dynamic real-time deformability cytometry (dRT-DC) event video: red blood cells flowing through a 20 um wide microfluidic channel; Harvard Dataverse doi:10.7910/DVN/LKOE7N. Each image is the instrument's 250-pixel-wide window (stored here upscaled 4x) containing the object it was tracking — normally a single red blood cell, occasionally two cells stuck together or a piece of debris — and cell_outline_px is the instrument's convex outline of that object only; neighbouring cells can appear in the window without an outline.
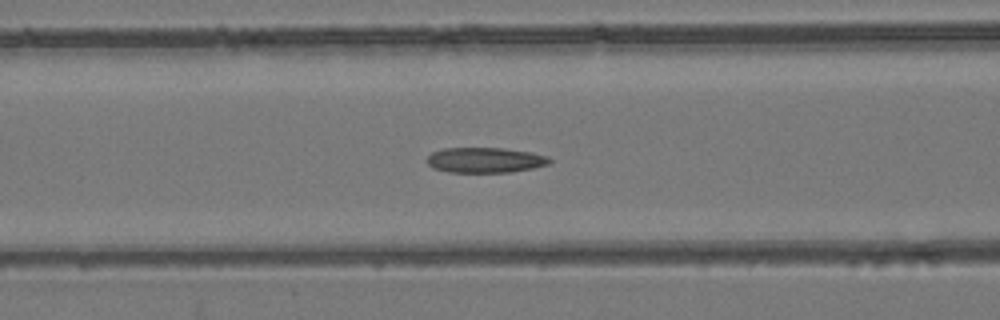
{"species": "common noctule bat (a hibernating species)", "species_latin": "Nyctalus noctula", "temperature_condition": "room temperature", "stored_images_in_passage": 24, "camera_frame_rate_fps": 3000, "um_per_image_px": 0.085, "animal": {"sex": "female", "body_mass_g": 24.6, "forearm_length_mm": 56.2}, "frame": {"image": 1, "passage_image": 12, "time_ms": 3.667, "image_size_px": [1000, 320], "cell_outline_px": [[552, 160], [548, 164], [532, 168], [512, 172], [448, 172], [432, 168], [428, 164], [428, 156], [432, 152], [444, 148], [504, 148], [532, 152], [548, 156]], "centroid_in_image_um": [41.24, 13.6], "position_along_channel_um": 125.4, "area_um2": 18.09}}
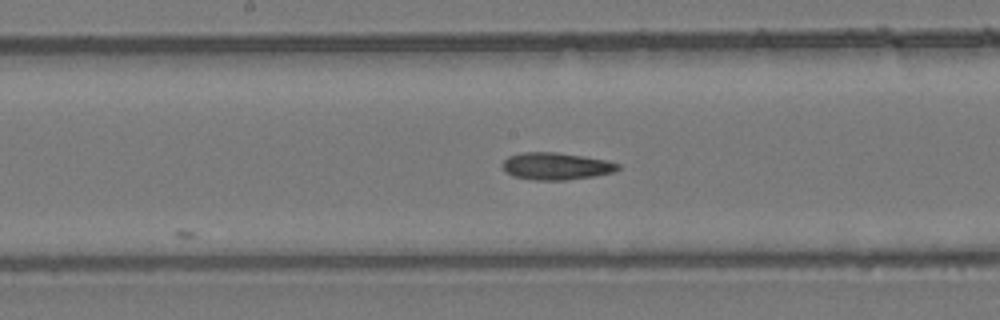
{"frame": {"image": 2, "passage_image": 18, "time_ms": 5.667, "image_size_px": [1000, 320], "cell_outline_px": [[620, 168], [616, 172], [592, 176], [564, 180], [536, 180], [512, 176], [504, 168], [504, 160], [508, 156], [520, 152], [556, 152], [584, 156], [608, 160], [620, 164]], "centroid_in_image_um": [47.31, 14.11], "position_along_channel_um": 200.9, "area_um2": 18.26}}
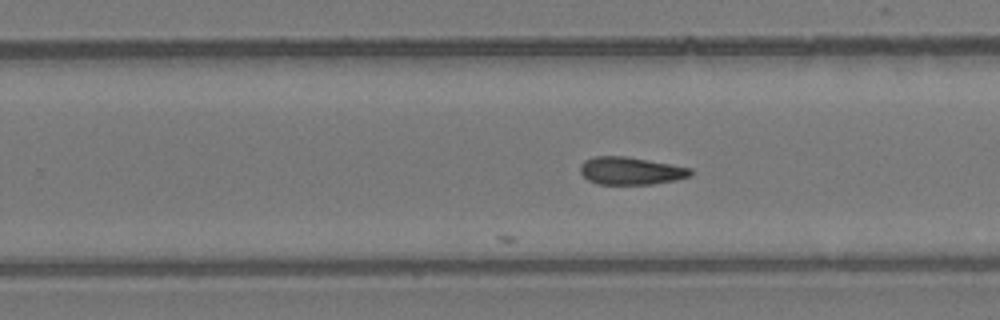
{"frame": {"image": 3, "passage_image": 24, "time_ms": 7.667, "image_size_px": [1000, 320], "cell_outline_px": [[692, 176], [676, 180], [652, 184], [596, 184], [588, 180], [580, 172], [580, 164], [584, 160], [592, 156], [624, 156], [672, 164], [692, 168]], "centroid_in_image_um": [53.61, 14.52], "position_along_channel_um": 276.2, "area_um2": 17.92}}